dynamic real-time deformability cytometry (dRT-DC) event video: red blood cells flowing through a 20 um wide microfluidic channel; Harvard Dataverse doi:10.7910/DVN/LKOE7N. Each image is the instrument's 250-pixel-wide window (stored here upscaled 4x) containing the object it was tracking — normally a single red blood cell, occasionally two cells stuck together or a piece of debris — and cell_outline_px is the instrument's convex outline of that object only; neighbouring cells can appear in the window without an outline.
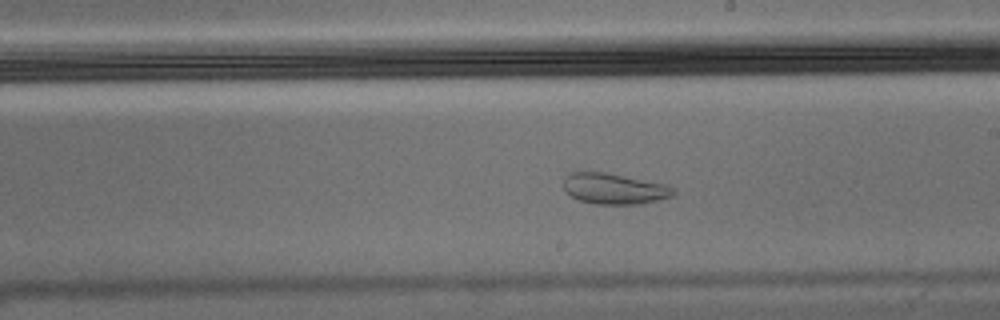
{"species": "Egyptian fruit bat (a non-hibernating species)", "species_latin": "Rousettus aegyptiacus", "temperature_condition": "warm", "stored_images_in_passage": 55, "camera_frame_rate_fps": 3000, "um_per_image_px": 0.085, "animal": {"sex": "male"}, "frame": {"image": 1, "passage_image": 31, "time_ms": 10.0, "image_size_px": [1000, 320], "cell_outline_px": [[676, 192], [672, 196], [640, 204], [596, 204], [580, 200], [564, 192], [564, 176], [568, 172], [604, 172], [668, 184], [676, 188]], "centroid_in_image_um": [52.22, 16.03], "position_along_channel_um": 236.8, "area_um2": 19.88}}
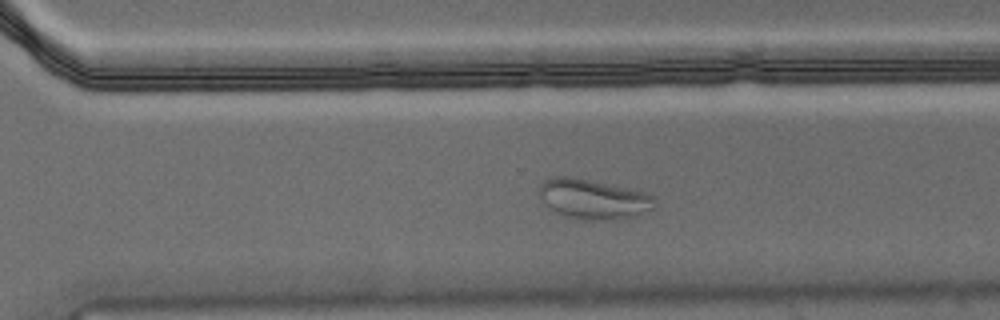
{"frame": {"image": 2, "passage_image": 38, "time_ms": 12.333, "image_size_px": [1000, 320], "cell_outline_px": [[656, 204], [652, 208], [632, 216], [568, 216], [556, 212], [540, 196], [540, 184], [544, 180], [552, 176], [568, 176], [588, 180], [644, 192], [652, 196]], "centroid_in_image_um": [50.38, 16.83], "position_along_channel_um": 320.2, "area_um2": 24.74}}
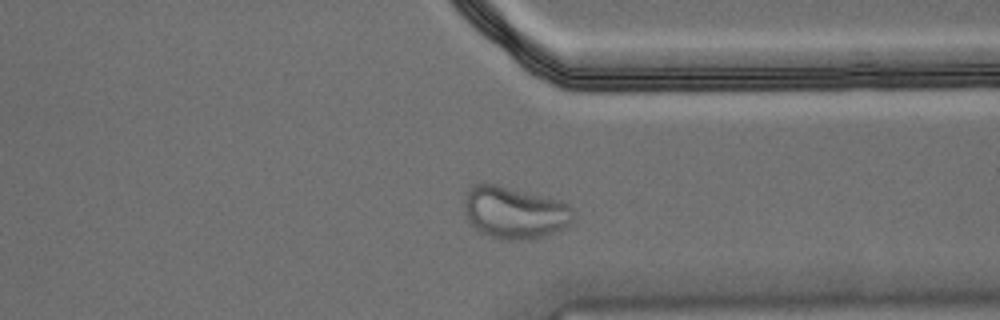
{"frame": {"image": 3, "passage_image": 42, "time_ms": 13.667, "image_size_px": [1000, 320], "cell_outline_px": [[572, 220], [564, 228], [540, 236], [520, 240], [512, 240], [488, 236], [480, 232], [468, 220], [464, 212], [464, 200], [468, 188], [476, 184], [492, 184], [560, 200], [568, 204], [572, 208]], "centroid_in_image_um": [43.7, 18.06], "position_along_channel_um": 367.7, "area_um2": 32.48}}